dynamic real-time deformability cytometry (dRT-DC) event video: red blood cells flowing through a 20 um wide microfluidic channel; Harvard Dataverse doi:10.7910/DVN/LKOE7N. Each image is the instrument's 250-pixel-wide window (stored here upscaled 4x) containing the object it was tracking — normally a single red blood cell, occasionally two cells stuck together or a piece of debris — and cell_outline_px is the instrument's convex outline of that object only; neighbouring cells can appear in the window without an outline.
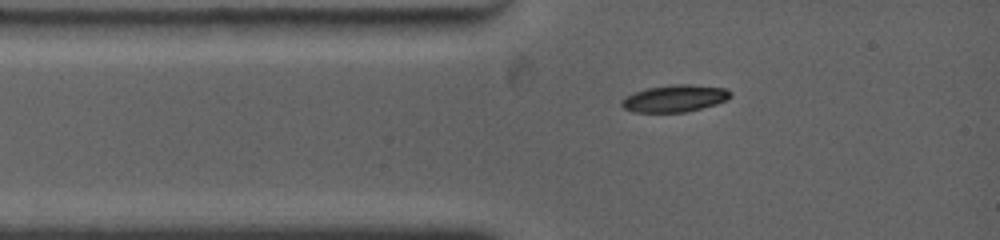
{"species": "common noctule bat (a hibernating species)", "species_latin": "Nyctalus noctula", "temperature_condition": "warm", "stored_images_in_passage": 11, "camera_frame_rate_fps": 4500, "um_per_image_px": 0.085, "animal": {"sex": "female", "body_mass_g": 19.0, "forearm_length_mm": 53.3}, "frame": {"image": 1, "passage_image": 1, "time_ms": 0.0, "image_size_px": [1000, 240], "cell_outline_px": [[732, 96], [728, 100], [716, 104], [684, 112], [632, 112], [624, 108], [620, 104], [620, 100], [632, 92], [648, 88], [672, 84], [692, 84], [724, 88], [732, 92]], "centroid_in_image_um": [57.34, 8.36], "position_along_channel_um": 27.7, "area_um2": 17.28}}
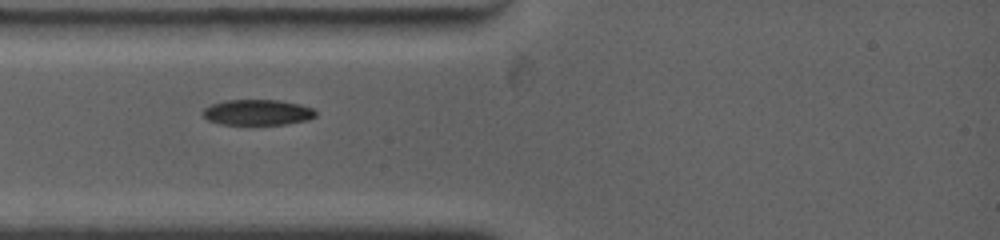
{"frame": {"image": 2, "passage_image": 5, "time_ms": 1.111, "image_size_px": [1000, 240], "cell_outline_px": [[316, 116], [308, 120], [284, 124], [220, 124], [208, 120], [204, 116], [204, 108], [212, 104], [224, 100], [280, 100], [300, 104], [312, 108], [316, 112]], "centroid_in_image_um": [21.91, 9.54], "position_along_channel_um": 63.1, "area_um2": 16.76}}
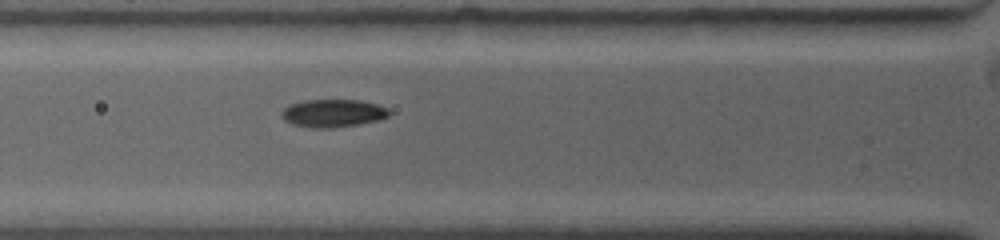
{"frame": {"image": 3, "passage_image": 9, "time_ms": 2.0, "image_size_px": [1000, 240], "cell_outline_px": [[388, 116], [376, 120], [356, 124], [328, 128], [316, 128], [292, 124], [284, 120], [280, 116], [280, 112], [284, 108], [292, 104], [304, 100], [360, 100], [376, 104], [388, 108]], "centroid_in_image_um": [28.25, 9.61], "position_along_channel_um": 97.6, "area_um2": 17.17}}